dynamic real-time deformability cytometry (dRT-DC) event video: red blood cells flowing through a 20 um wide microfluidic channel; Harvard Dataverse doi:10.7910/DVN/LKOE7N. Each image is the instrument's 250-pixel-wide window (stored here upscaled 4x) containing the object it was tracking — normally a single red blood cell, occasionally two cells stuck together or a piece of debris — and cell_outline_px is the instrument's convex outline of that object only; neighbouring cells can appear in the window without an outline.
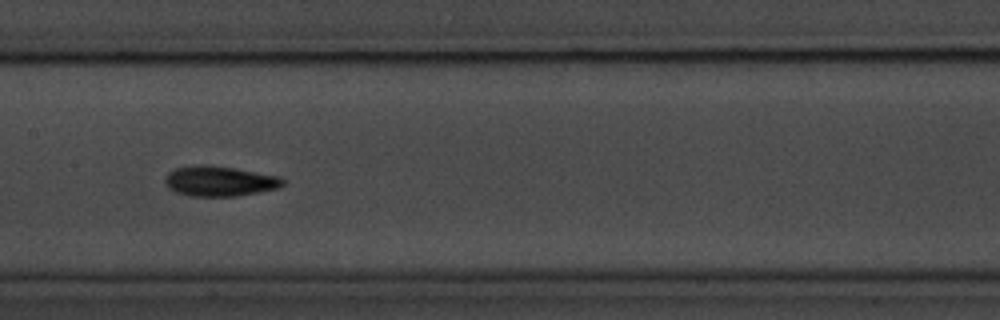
{"species": "common noctule bat (a hibernating species)", "species_latin": "Nyctalus noctula", "temperature_condition": "room temperature", "stored_images_in_passage": 14, "camera_frame_rate_fps": 3000, "um_per_image_px": 0.085, "animal": {"sex": "male", "body_mass_g": 20.1, "forearm_length_mm": 53.5}, "frame": {"image": 1, "passage_image": 7, "time_ms": 8.0, "image_size_px": [1000, 320], "cell_outline_px": [[284, 184], [280, 188], [240, 196], [188, 196], [176, 192], [168, 188], [164, 184], [164, 176], [168, 172], [176, 168], [192, 164], [208, 164], [280, 176], [284, 180]], "centroid_in_image_um": [18.63, 15.39], "position_along_channel_um": 188.8, "area_um2": 21.1}}
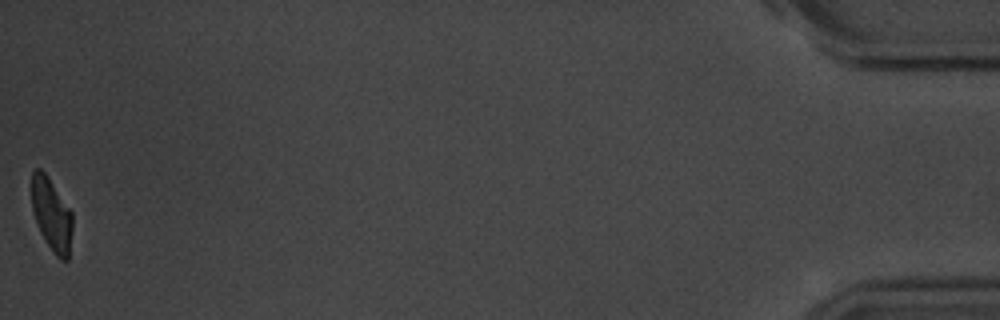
{"frame": {"image": 2, "passage_image": 14, "time_ms": 17.333, "image_size_px": [1000, 320], "cell_outline_px": [[72, 228], [68, 260], [60, 260], [52, 252], [44, 240], [40, 232], [32, 212], [32, 172], [36, 168], [40, 168], [44, 172], [72, 212]], "centroid_in_image_um": [4.38, 18.28], "position_along_channel_um": 430.8, "area_um2": 17.22}, "authors_computed_cell_mechanics": {"area_um2": 19.2763, "velocity_mm_per_s": 3.6524, "shape_relaxation_time_tau1_ms": 5.6637, "shape_relaxation_time_tau2_ms": 10.0148, "deformation_change_tau1": 0.146, "deformation_change_tau2": 0.16}}